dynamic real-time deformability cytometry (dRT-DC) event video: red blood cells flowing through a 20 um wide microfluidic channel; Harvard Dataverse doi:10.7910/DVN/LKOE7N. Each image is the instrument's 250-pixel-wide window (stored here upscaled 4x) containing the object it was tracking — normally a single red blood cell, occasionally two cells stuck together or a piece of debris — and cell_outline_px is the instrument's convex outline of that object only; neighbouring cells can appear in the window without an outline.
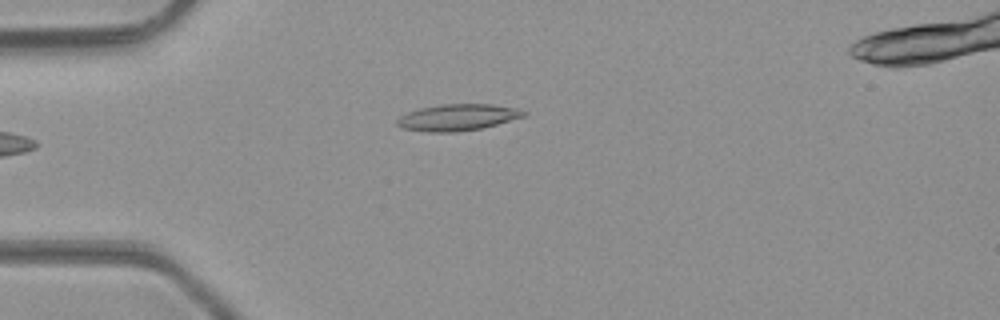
{"species": "common noctule bat (a hibernating species)", "species_latin": "Nyctalus noctula", "temperature_condition": "room temperature", "stored_images_in_passage": 33, "camera_frame_rate_fps": 3000, "um_per_image_px": 0.085, "animal": {"sex": "male", "body_mass_g": 23.1, "forearm_length_mm": 52.7}, "frame": {"image": 1, "passage_image": 1, "time_ms": 0.0, "image_size_px": [1000, 320], "cell_outline_px": [[528, 112], [524, 116], [496, 124], [480, 128], [452, 132], [428, 132], [404, 128], [396, 124], [396, 120], [400, 116], [408, 112], [420, 108], [444, 104], [492, 104], [516, 108]], "centroid_in_image_um": [38.88, 9.97], "position_along_channel_um": 46.1, "area_um2": 19.25}}
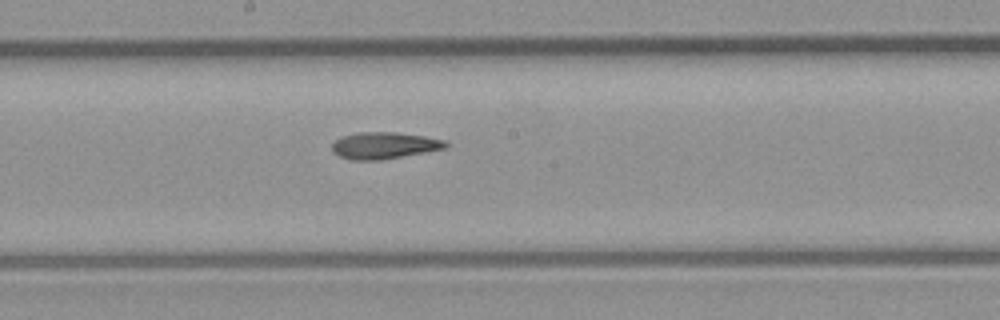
{"frame": {"image": 2, "passage_image": 14, "time_ms": 4.333, "image_size_px": [1000, 320], "cell_outline_px": [[448, 144], [444, 148], [424, 152], [380, 160], [352, 160], [340, 156], [332, 152], [332, 144], [336, 140], [344, 136], [356, 132], [396, 132], [424, 136], [444, 140]], "centroid_in_image_um": [32.62, 12.36], "position_along_channel_um": 215.6, "area_um2": 17.46}}
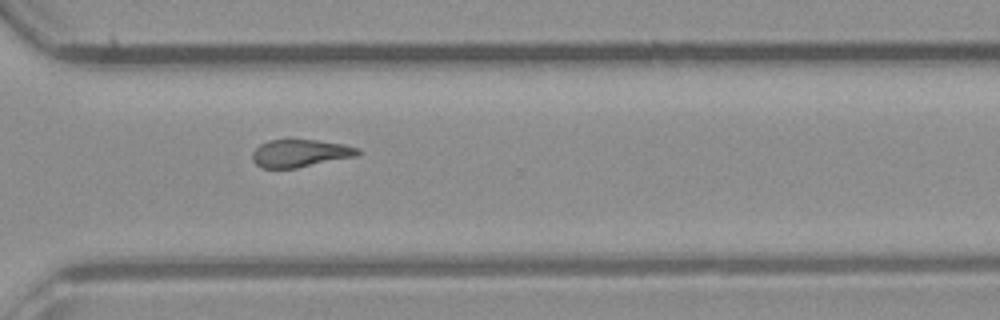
{"frame": {"image": 3, "passage_image": 23, "time_ms": 7.333, "image_size_px": [1000, 320], "cell_outline_px": [[360, 152], [356, 156], [296, 168], [260, 168], [252, 160], [252, 152], [260, 144], [268, 140], [316, 140], [344, 144], [356, 148]], "centroid_in_image_um": [25.46, 13.03], "position_along_channel_um": 345.1, "area_um2": 16.82}, "authors_computed_cell_mechanics": {"area_um2": 17.4556, "velocity_mm_per_s": 4.3323, "shape_relaxation_time_tau1_ms": null, "shape_relaxation_time_tau2_ms": 4.6841, "deformation_change_tau1": null, "deformation_change_tau2": 0.1292}}